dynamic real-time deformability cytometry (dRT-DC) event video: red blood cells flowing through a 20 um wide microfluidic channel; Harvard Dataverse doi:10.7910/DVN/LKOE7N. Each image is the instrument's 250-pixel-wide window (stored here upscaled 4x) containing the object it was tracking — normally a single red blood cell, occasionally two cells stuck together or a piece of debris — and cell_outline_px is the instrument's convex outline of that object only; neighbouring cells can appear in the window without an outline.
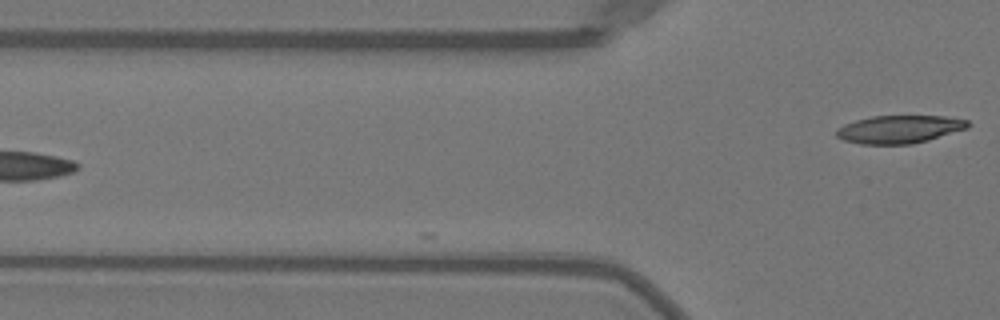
{"species": "Egyptian fruit bat (a non-hibernating species)", "species_latin": "Rousettus aegyptiacus", "temperature_condition": "warm", "stored_images_in_passage": 5, "camera_frame_rate_fps": 3000, "um_per_image_px": 0.085, "animal": {"sex": "female"}, "frame": {"image": 1, "passage_image": 5, "time_ms": 1.333, "image_size_px": [1000, 320], "cell_outline_px": [[968, 128], [928, 140], [912, 144], [860, 144], [844, 140], [836, 136], [836, 128], [844, 124], [856, 120], [872, 116], [944, 116], [968, 120]], "centroid_in_image_um": [76.42, 10.99], "position_along_channel_um": 49.4, "area_um2": 21.33}}